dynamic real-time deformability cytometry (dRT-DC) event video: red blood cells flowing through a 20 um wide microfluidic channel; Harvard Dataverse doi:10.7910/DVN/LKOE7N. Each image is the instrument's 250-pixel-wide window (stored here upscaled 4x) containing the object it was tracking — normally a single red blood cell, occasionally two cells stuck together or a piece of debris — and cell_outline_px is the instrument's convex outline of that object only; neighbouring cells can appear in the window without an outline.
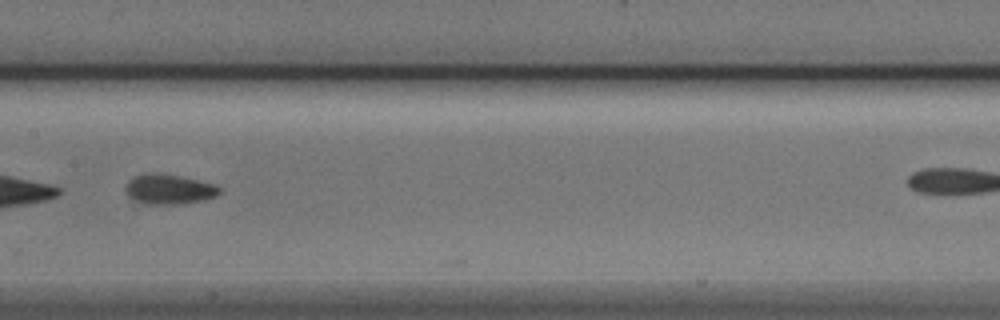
{"species": "Egyptian fruit bat (a non-hibernating species)", "species_latin": "Rousettus aegyptiacus", "temperature_condition": "cold", "stored_images_in_passage": 23, "camera_frame_rate_fps": 3000, "um_per_image_px": 0.085, "animal": {"sex": "male"}, "frame": {"image": 1, "passage_image": 10, "time_ms": 3.0, "image_size_px": [1000, 320], "cell_outline_px": [[220, 192], [216, 196], [204, 200], [180, 204], [144, 204], [128, 196], [124, 188], [128, 180], [136, 176], [156, 172], [180, 176], [216, 184], [220, 188]], "centroid_in_image_um": [14.37, 16.09], "position_along_channel_um": 193.0, "area_um2": 16.42}}
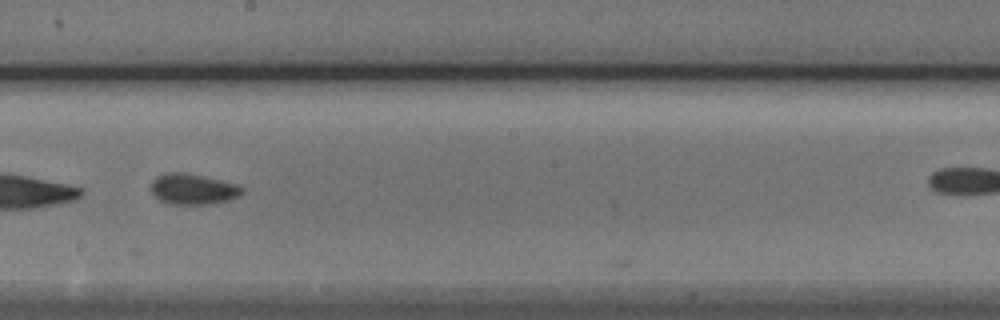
{"frame": {"image": 2, "passage_image": 13, "time_ms": 4.0, "image_size_px": [1000, 320], "cell_outline_px": [[244, 192], [240, 196], [228, 200], [208, 204], [168, 204], [160, 200], [152, 192], [152, 180], [156, 176], [168, 172], [184, 172], [240, 184], [244, 188]], "centroid_in_image_um": [16.44, 16.06], "position_along_channel_um": 231.8, "area_um2": 16.42}}
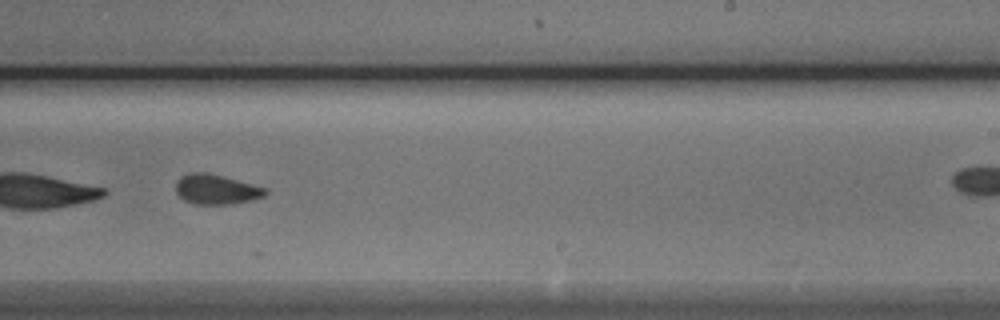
{"frame": {"image": 3, "passage_image": 16, "time_ms": 5.0, "image_size_px": [1000, 320], "cell_outline_px": [[268, 192], [264, 196], [252, 200], [232, 204], [196, 204], [184, 200], [176, 192], [176, 180], [180, 176], [188, 172], [208, 172], [268, 188]], "centroid_in_image_um": [18.38, 16.08], "position_along_channel_um": 270.6, "area_um2": 15.78}}